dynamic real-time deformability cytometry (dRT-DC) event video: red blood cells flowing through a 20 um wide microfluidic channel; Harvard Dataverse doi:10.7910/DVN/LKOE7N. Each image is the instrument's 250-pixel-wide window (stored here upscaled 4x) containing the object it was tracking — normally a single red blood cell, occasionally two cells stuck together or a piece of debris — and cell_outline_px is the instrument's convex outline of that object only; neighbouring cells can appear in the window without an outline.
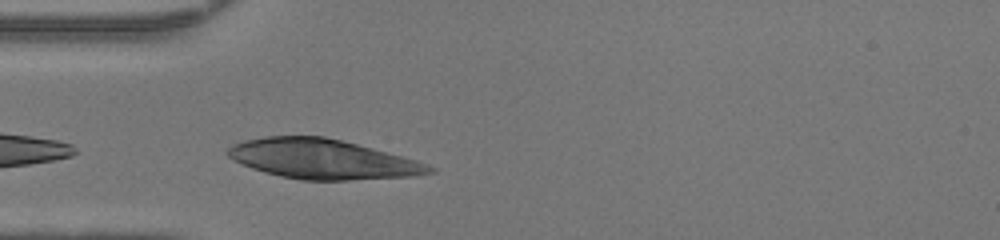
{"species": "human", "species_latin": "Homo sapiens", "temperature_condition": "warm", "stored_images_in_passage": 7, "camera_frame_rate_fps": 3000, "um_per_image_px": 0.085, "donor": {"sex": "female"}, "frame": {"image": 1, "passage_image": 1, "time_ms": 0.0, "image_size_px": [1000, 240], "cell_outline_px": [[436, 172], [416, 176], [348, 180], [300, 180], [280, 176], [264, 172], [252, 168], [232, 160], [224, 152], [232, 144], [244, 140], [264, 136], [324, 136], [372, 148], [416, 160], [428, 164], [436, 168]], "centroid_in_image_um": [27.39, 13.53], "position_along_channel_um": 57.6, "area_um2": 46.7}}
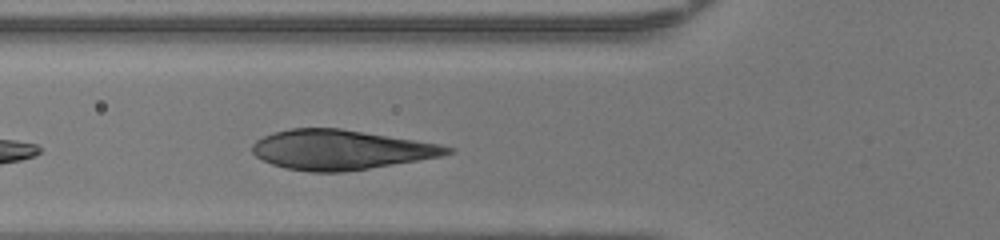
{"frame": {"image": 2, "passage_image": 4, "time_ms": 1.0, "image_size_px": [1000, 240], "cell_outline_px": [[456, 152], [440, 156], [344, 172], [308, 172], [284, 168], [272, 164], [256, 156], [252, 152], [252, 144], [256, 140], [264, 136], [276, 132], [292, 128], [340, 128], [416, 140], [440, 144], [456, 148]], "centroid_in_image_um": [28.96, 12.73], "position_along_channel_um": 96.8, "area_um2": 44.91}}